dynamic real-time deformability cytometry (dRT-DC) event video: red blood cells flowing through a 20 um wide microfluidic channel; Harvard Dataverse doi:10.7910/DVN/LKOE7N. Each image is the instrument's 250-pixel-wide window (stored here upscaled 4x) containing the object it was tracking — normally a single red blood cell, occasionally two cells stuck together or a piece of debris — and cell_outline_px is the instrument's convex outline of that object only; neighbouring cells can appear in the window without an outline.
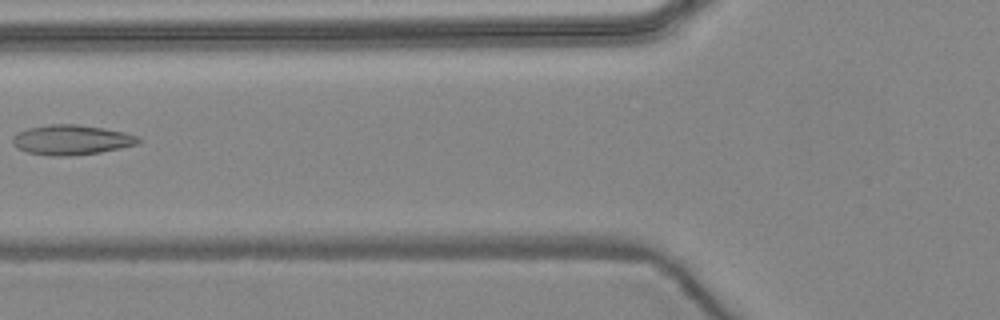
{"species": "common noctule bat (a hibernating species)", "species_latin": "Nyctalus noctula", "temperature_condition": "warm", "stored_images_in_passage": 7, "camera_frame_rate_fps": 3000, "um_per_image_px": 0.085, "animal": {"sex": "female", "body_mass_g": 24.6, "forearm_length_mm": 56.2}, "frame": {"image": 1, "passage_image": 6, "time_ms": 6.0, "image_size_px": [1000, 320], "cell_outline_px": [[144, 140], [140, 144], [100, 152], [64, 156], [52, 156], [28, 152], [16, 148], [12, 144], [12, 136], [16, 132], [28, 128], [52, 124], [76, 124], [104, 128], [124, 132], [140, 136]], "centroid_in_image_um": [6.1, 11.88], "position_along_channel_um": 119.7, "area_um2": 22.14}}
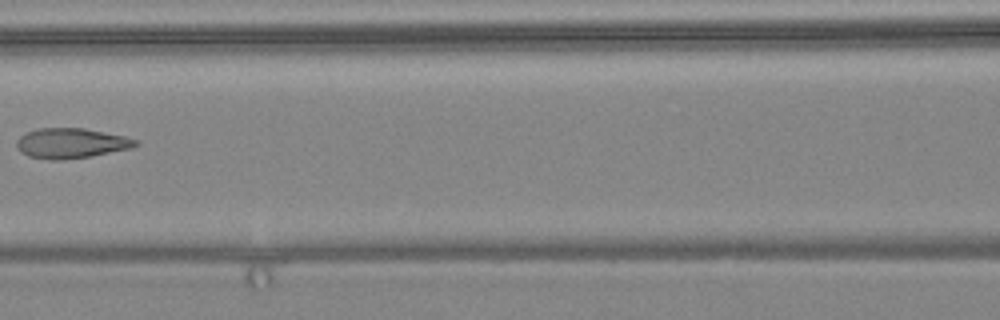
{"frame": {"image": 2, "passage_image": 7, "time_ms": 7.0, "image_size_px": [1000, 320], "cell_outline_px": [[140, 144], [132, 148], [92, 156], [60, 160], [48, 160], [28, 156], [20, 152], [16, 148], [16, 140], [20, 136], [28, 132], [40, 128], [84, 128], [124, 136], [140, 140]], "centroid_in_image_um": [6.05, 12.18], "position_along_channel_um": 160.5, "area_um2": 21.04}}